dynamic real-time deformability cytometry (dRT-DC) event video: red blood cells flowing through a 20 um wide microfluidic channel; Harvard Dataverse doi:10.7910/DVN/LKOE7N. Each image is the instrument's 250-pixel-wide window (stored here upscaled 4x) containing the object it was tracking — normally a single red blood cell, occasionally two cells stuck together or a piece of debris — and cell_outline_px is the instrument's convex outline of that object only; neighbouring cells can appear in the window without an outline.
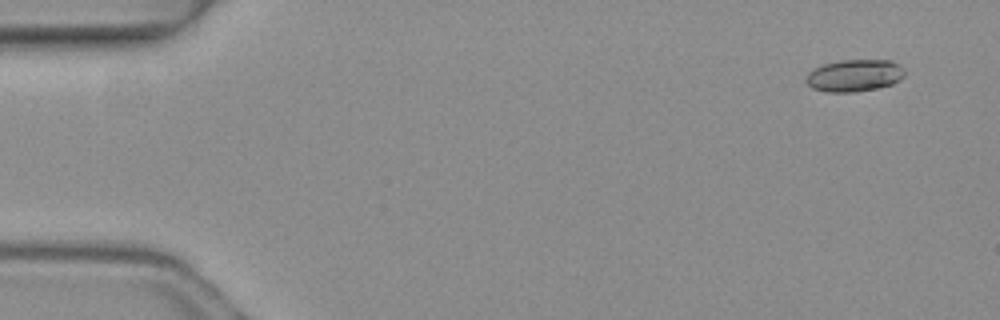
{"species": "common noctule bat (a hibernating species)", "species_latin": "Nyctalus noctula", "temperature_condition": "warm", "stored_images_in_passage": 5, "camera_frame_rate_fps": 3000, "um_per_image_px": 0.085, "animal": {"sex": "female", "body_mass_g": 19.3, "forearm_length_mm": 54.1}, "frame": {"image": 1, "passage_image": 1, "time_ms": 0.0, "image_size_px": [1000, 320], "cell_outline_px": [[904, 76], [892, 84], [876, 88], [856, 92], [828, 92], [812, 88], [804, 80], [808, 72], [824, 64], [840, 60], [888, 60], [904, 68]], "centroid_in_image_um": [72.6, 6.42], "position_along_channel_um": 12.4, "area_um2": 18.32}}
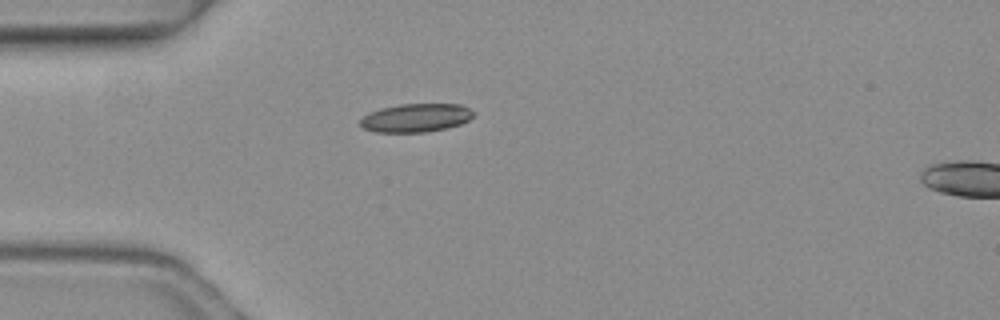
{"frame": {"image": 2, "passage_image": 4, "time_ms": 1.0, "image_size_px": [1000, 320], "cell_outline_px": [[476, 112], [468, 120], [460, 124], [448, 128], [424, 132], [376, 132], [364, 128], [360, 124], [360, 120], [368, 112], [380, 108], [400, 104], [460, 104]], "centroid_in_image_um": [35.35, 10.01], "position_along_channel_um": 49.6, "area_um2": 18.79}}